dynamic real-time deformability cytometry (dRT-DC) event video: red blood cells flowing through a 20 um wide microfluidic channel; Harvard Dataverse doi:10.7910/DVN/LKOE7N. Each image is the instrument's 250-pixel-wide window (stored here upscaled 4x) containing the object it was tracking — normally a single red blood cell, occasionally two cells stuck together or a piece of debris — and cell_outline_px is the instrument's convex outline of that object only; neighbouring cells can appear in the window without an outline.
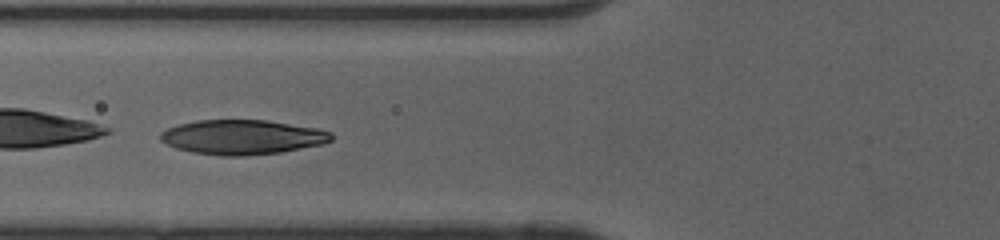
{"species": "human", "species_latin": "Homo sapiens", "temperature_condition": "cold", "stored_images_in_passage": 44, "camera_frame_rate_fps": 3000, "um_per_image_px": 0.085, "donor": {"sex": "female"}, "frame": {"image": 1, "passage_image": 15, "time_ms": 4.667, "image_size_px": [1000, 240], "cell_outline_px": [[332, 140], [324, 144], [280, 152], [244, 156], [224, 156], [192, 152], [176, 148], [160, 140], [160, 132], [168, 128], [180, 124], [196, 120], [268, 120], [316, 128], [332, 132]], "centroid_in_image_um": [20.61, 11.65], "position_along_channel_um": 105.2, "area_um2": 34.45}}
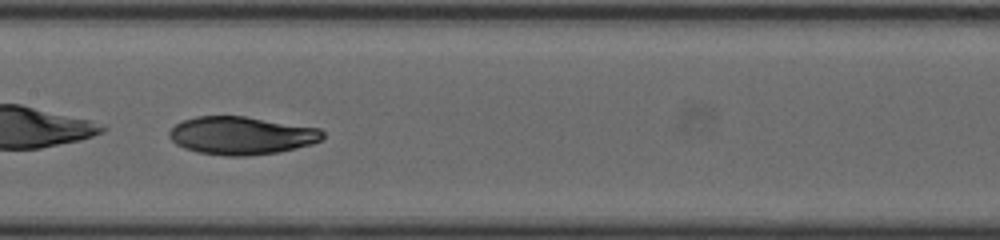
{"frame": {"image": 2, "passage_image": 21, "time_ms": 6.667, "image_size_px": [1000, 240], "cell_outline_px": [[324, 140], [312, 144], [280, 152], [248, 156], [224, 156], [196, 152], [184, 148], [176, 144], [168, 136], [168, 132], [176, 124], [184, 120], [196, 116], [244, 116], [320, 128], [324, 132]], "centroid_in_image_um": [20.54, 11.53], "position_along_channel_um": 186.9, "area_um2": 34.22}}
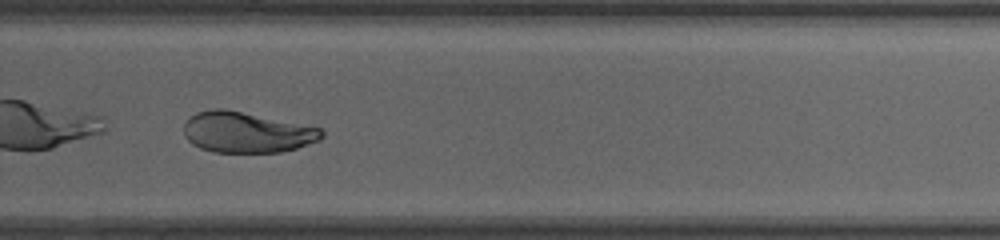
{"frame": {"image": 3, "passage_image": 30, "time_ms": 9.667, "image_size_px": [1000, 240], "cell_outline_px": [[324, 136], [320, 140], [296, 148], [280, 152], [212, 152], [200, 148], [192, 144], [184, 136], [184, 124], [188, 116], [196, 112], [212, 108], [224, 108], [320, 128], [324, 132]], "centroid_in_image_um": [20.91, 11.24], "position_along_channel_um": 308.9, "area_um2": 32.77}, "authors_computed_cell_mechanics": {"area_um2": 39.3329, "velocity_mm_per_s": 4.0789, "shape_relaxation_time_tau1_ms": 5.622, "shape_relaxation_time_tau2_ms": 2.4249, "deformation_change_tau1": 0.1797, "deformation_change_tau2": 0.0504}}